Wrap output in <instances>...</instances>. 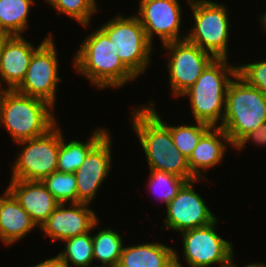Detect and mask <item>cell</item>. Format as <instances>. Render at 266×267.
I'll return each instance as SVG.
<instances>
[{
	"label": "cell",
	"mask_w": 266,
	"mask_h": 267,
	"mask_svg": "<svg viewBox=\"0 0 266 267\" xmlns=\"http://www.w3.org/2000/svg\"><path fill=\"white\" fill-rule=\"evenodd\" d=\"M238 75L250 86L258 88L266 94V58L259 61H251L238 64Z\"/></svg>",
	"instance_id": "f1b7e54d"
},
{
	"label": "cell",
	"mask_w": 266,
	"mask_h": 267,
	"mask_svg": "<svg viewBox=\"0 0 266 267\" xmlns=\"http://www.w3.org/2000/svg\"><path fill=\"white\" fill-rule=\"evenodd\" d=\"M61 243L64 244V248L57 256L68 267H88L94 264L91 230L82 235L68 238Z\"/></svg>",
	"instance_id": "d4e9b609"
},
{
	"label": "cell",
	"mask_w": 266,
	"mask_h": 267,
	"mask_svg": "<svg viewBox=\"0 0 266 267\" xmlns=\"http://www.w3.org/2000/svg\"><path fill=\"white\" fill-rule=\"evenodd\" d=\"M99 220L100 218L91 228L94 262L96 264L118 265L125 239L120 235L122 233L115 231L112 227L99 229L101 227ZM95 229L98 231L96 232Z\"/></svg>",
	"instance_id": "7402d4cb"
},
{
	"label": "cell",
	"mask_w": 266,
	"mask_h": 267,
	"mask_svg": "<svg viewBox=\"0 0 266 267\" xmlns=\"http://www.w3.org/2000/svg\"><path fill=\"white\" fill-rule=\"evenodd\" d=\"M149 192L155 195V199H160L165 206L177 195V192L186 182L184 178L177 175L157 170H149L147 177Z\"/></svg>",
	"instance_id": "4316f807"
},
{
	"label": "cell",
	"mask_w": 266,
	"mask_h": 267,
	"mask_svg": "<svg viewBox=\"0 0 266 267\" xmlns=\"http://www.w3.org/2000/svg\"><path fill=\"white\" fill-rule=\"evenodd\" d=\"M119 267H175L174 247L164 243L144 241L128 246L125 243Z\"/></svg>",
	"instance_id": "ffe728a7"
},
{
	"label": "cell",
	"mask_w": 266,
	"mask_h": 267,
	"mask_svg": "<svg viewBox=\"0 0 266 267\" xmlns=\"http://www.w3.org/2000/svg\"><path fill=\"white\" fill-rule=\"evenodd\" d=\"M266 122V94L250 86L238 74L227 89L221 128L233 147L249 132Z\"/></svg>",
	"instance_id": "5b68a950"
},
{
	"label": "cell",
	"mask_w": 266,
	"mask_h": 267,
	"mask_svg": "<svg viewBox=\"0 0 266 267\" xmlns=\"http://www.w3.org/2000/svg\"><path fill=\"white\" fill-rule=\"evenodd\" d=\"M10 163L11 180L42 181L57 171L60 126L57 123L45 135L24 140Z\"/></svg>",
	"instance_id": "9c48e42d"
},
{
	"label": "cell",
	"mask_w": 266,
	"mask_h": 267,
	"mask_svg": "<svg viewBox=\"0 0 266 267\" xmlns=\"http://www.w3.org/2000/svg\"><path fill=\"white\" fill-rule=\"evenodd\" d=\"M167 55L170 95L178 99L201 76L202 71L215 59L209 52L200 49L187 39L161 45Z\"/></svg>",
	"instance_id": "8fae6325"
},
{
	"label": "cell",
	"mask_w": 266,
	"mask_h": 267,
	"mask_svg": "<svg viewBox=\"0 0 266 267\" xmlns=\"http://www.w3.org/2000/svg\"><path fill=\"white\" fill-rule=\"evenodd\" d=\"M228 144V145H227ZM233 147L221 127H211L199 140L188 159L190 172L196 178H207V171L223 164L227 148Z\"/></svg>",
	"instance_id": "ac0fdd59"
},
{
	"label": "cell",
	"mask_w": 266,
	"mask_h": 267,
	"mask_svg": "<svg viewBox=\"0 0 266 267\" xmlns=\"http://www.w3.org/2000/svg\"><path fill=\"white\" fill-rule=\"evenodd\" d=\"M87 34L72 59V68L87 79L96 90L121 89L137 77L122 63L118 49L100 28ZM131 81V82H130Z\"/></svg>",
	"instance_id": "6da1fadb"
},
{
	"label": "cell",
	"mask_w": 266,
	"mask_h": 267,
	"mask_svg": "<svg viewBox=\"0 0 266 267\" xmlns=\"http://www.w3.org/2000/svg\"><path fill=\"white\" fill-rule=\"evenodd\" d=\"M265 10H266V8H265ZM260 15V16H259ZM258 15V21H260V23L259 24H261L260 25V30H262V32H264V33H266V11H264L263 10V13L262 14H259Z\"/></svg>",
	"instance_id": "d6a6232c"
},
{
	"label": "cell",
	"mask_w": 266,
	"mask_h": 267,
	"mask_svg": "<svg viewBox=\"0 0 266 267\" xmlns=\"http://www.w3.org/2000/svg\"><path fill=\"white\" fill-rule=\"evenodd\" d=\"M34 229L39 227L30 215L7 189L3 191L0 195V242L6 247L13 246Z\"/></svg>",
	"instance_id": "d6986e66"
},
{
	"label": "cell",
	"mask_w": 266,
	"mask_h": 267,
	"mask_svg": "<svg viewBox=\"0 0 266 267\" xmlns=\"http://www.w3.org/2000/svg\"><path fill=\"white\" fill-rule=\"evenodd\" d=\"M56 14L70 17L84 28L91 27L92 17L99 14L97 0H45ZM97 13V14H96Z\"/></svg>",
	"instance_id": "484cf974"
},
{
	"label": "cell",
	"mask_w": 266,
	"mask_h": 267,
	"mask_svg": "<svg viewBox=\"0 0 266 267\" xmlns=\"http://www.w3.org/2000/svg\"><path fill=\"white\" fill-rule=\"evenodd\" d=\"M95 209L86 203L59 204L48 219L39 227L46 238L51 241H62L82 235L91 230L99 219Z\"/></svg>",
	"instance_id": "9a60e30c"
},
{
	"label": "cell",
	"mask_w": 266,
	"mask_h": 267,
	"mask_svg": "<svg viewBox=\"0 0 266 267\" xmlns=\"http://www.w3.org/2000/svg\"><path fill=\"white\" fill-rule=\"evenodd\" d=\"M51 34L50 31L35 46L24 35H5L0 59V90H14L23 81L34 51Z\"/></svg>",
	"instance_id": "2e32d148"
},
{
	"label": "cell",
	"mask_w": 266,
	"mask_h": 267,
	"mask_svg": "<svg viewBox=\"0 0 266 267\" xmlns=\"http://www.w3.org/2000/svg\"><path fill=\"white\" fill-rule=\"evenodd\" d=\"M112 139L109 131L88 152L83 164L74 172L77 180L78 203L92 205L91 203L99 195L102 183L110 176L113 168Z\"/></svg>",
	"instance_id": "5bb4252c"
},
{
	"label": "cell",
	"mask_w": 266,
	"mask_h": 267,
	"mask_svg": "<svg viewBox=\"0 0 266 267\" xmlns=\"http://www.w3.org/2000/svg\"><path fill=\"white\" fill-rule=\"evenodd\" d=\"M102 25V26H101ZM118 49L116 53L122 63L137 77L146 73L155 51L136 14H116L99 25Z\"/></svg>",
	"instance_id": "52a82bcc"
},
{
	"label": "cell",
	"mask_w": 266,
	"mask_h": 267,
	"mask_svg": "<svg viewBox=\"0 0 266 267\" xmlns=\"http://www.w3.org/2000/svg\"><path fill=\"white\" fill-rule=\"evenodd\" d=\"M138 2L136 16L153 45L156 37L161 40V45L186 39L187 32L180 29L184 27L182 26L183 6L180 0H139Z\"/></svg>",
	"instance_id": "4fadbf2b"
},
{
	"label": "cell",
	"mask_w": 266,
	"mask_h": 267,
	"mask_svg": "<svg viewBox=\"0 0 266 267\" xmlns=\"http://www.w3.org/2000/svg\"><path fill=\"white\" fill-rule=\"evenodd\" d=\"M153 101L154 100H149V102L143 104L146 105L170 129L174 146L188 160L193 150L198 145L201 137L211 128V126L202 122L194 121L192 119L189 122L192 124H167V121L161 118L163 115L159 114L160 112L157 110L155 102ZM191 121H194L195 123L193 124Z\"/></svg>",
	"instance_id": "603a6c76"
},
{
	"label": "cell",
	"mask_w": 266,
	"mask_h": 267,
	"mask_svg": "<svg viewBox=\"0 0 266 267\" xmlns=\"http://www.w3.org/2000/svg\"><path fill=\"white\" fill-rule=\"evenodd\" d=\"M54 110L42 99L15 90L0 92V127L13 144L45 135L59 122Z\"/></svg>",
	"instance_id": "277c9868"
},
{
	"label": "cell",
	"mask_w": 266,
	"mask_h": 267,
	"mask_svg": "<svg viewBox=\"0 0 266 267\" xmlns=\"http://www.w3.org/2000/svg\"><path fill=\"white\" fill-rule=\"evenodd\" d=\"M33 267H68L57 255L43 259L37 264L35 263Z\"/></svg>",
	"instance_id": "4dcf8cb0"
},
{
	"label": "cell",
	"mask_w": 266,
	"mask_h": 267,
	"mask_svg": "<svg viewBox=\"0 0 266 267\" xmlns=\"http://www.w3.org/2000/svg\"><path fill=\"white\" fill-rule=\"evenodd\" d=\"M217 218L204 227L181 232L182 257L188 267H230L235 254L232 242L218 234ZM217 230V231H216ZM180 251L174 248L175 267H184L180 260ZM218 265V266H215ZM186 266V267H187Z\"/></svg>",
	"instance_id": "ba28073f"
},
{
	"label": "cell",
	"mask_w": 266,
	"mask_h": 267,
	"mask_svg": "<svg viewBox=\"0 0 266 267\" xmlns=\"http://www.w3.org/2000/svg\"><path fill=\"white\" fill-rule=\"evenodd\" d=\"M234 261H236L235 254H234L232 262H231V267H238L237 263L235 264ZM242 267H266V265H265V263H262V262H255V263L252 262V263L244 264V266H242Z\"/></svg>",
	"instance_id": "1f68e13d"
},
{
	"label": "cell",
	"mask_w": 266,
	"mask_h": 267,
	"mask_svg": "<svg viewBox=\"0 0 266 267\" xmlns=\"http://www.w3.org/2000/svg\"><path fill=\"white\" fill-rule=\"evenodd\" d=\"M36 0H0V34L24 35Z\"/></svg>",
	"instance_id": "cb8c5ba5"
},
{
	"label": "cell",
	"mask_w": 266,
	"mask_h": 267,
	"mask_svg": "<svg viewBox=\"0 0 266 267\" xmlns=\"http://www.w3.org/2000/svg\"><path fill=\"white\" fill-rule=\"evenodd\" d=\"M5 41V34H0V59H1V53L4 46Z\"/></svg>",
	"instance_id": "836d02e7"
},
{
	"label": "cell",
	"mask_w": 266,
	"mask_h": 267,
	"mask_svg": "<svg viewBox=\"0 0 266 267\" xmlns=\"http://www.w3.org/2000/svg\"><path fill=\"white\" fill-rule=\"evenodd\" d=\"M92 266L93 267H119L118 265H107V264H96V263H94L93 265H90L88 267H92Z\"/></svg>",
	"instance_id": "e575fe53"
},
{
	"label": "cell",
	"mask_w": 266,
	"mask_h": 267,
	"mask_svg": "<svg viewBox=\"0 0 266 267\" xmlns=\"http://www.w3.org/2000/svg\"><path fill=\"white\" fill-rule=\"evenodd\" d=\"M194 24L186 39L212 54L215 58L229 59L232 21L228 4L211 0H187Z\"/></svg>",
	"instance_id": "8992f818"
},
{
	"label": "cell",
	"mask_w": 266,
	"mask_h": 267,
	"mask_svg": "<svg viewBox=\"0 0 266 267\" xmlns=\"http://www.w3.org/2000/svg\"><path fill=\"white\" fill-rule=\"evenodd\" d=\"M238 74V65L228 58H215L198 80L178 99L189 101L192 118L211 127H220L225 113L227 89Z\"/></svg>",
	"instance_id": "3957f363"
},
{
	"label": "cell",
	"mask_w": 266,
	"mask_h": 267,
	"mask_svg": "<svg viewBox=\"0 0 266 267\" xmlns=\"http://www.w3.org/2000/svg\"><path fill=\"white\" fill-rule=\"evenodd\" d=\"M139 106V107H138ZM129 120L146 157L148 170L168 172L186 181L196 177L188 160L174 146L170 129L144 104L132 106Z\"/></svg>",
	"instance_id": "7a4b0ae2"
},
{
	"label": "cell",
	"mask_w": 266,
	"mask_h": 267,
	"mask_svg": "<svg viewBox=\"0 0 266 267\" xmlns=\"http://www.w3.org/2000/svg\"><path fill=\"white\" fill-rule=\"evenodd\" d=\"M51 34L33 53L23 81L14 89L20 94L42 99L54 108L57 106L59 54Z\"/></svg>",
	"instance_id": "30bf717a"
},
{
	"label": "cell",
	"mask_w": 266,
	"mask_h": 267,
	"mask_svg": "<svg viewBox=\"0 0 266 267\" xmlns=\"http://www.w3.org/2000/svg\"><path fill=\"white\" fill-rule=\"evenodd\" d=\"M247 143L250 145L255 143V146L257 145L259 148L261 146L262 148L266 147V122L262 123L255 130L245 135L233 148L243 152V150L247 148Z\"/></svg>",
	"instance_id": "f546056e"
},
{
	"label": "cell",
	"mask_w": 266,
	"mask_h": 267,
	"mask_svg": "<svg viewBox=\"0 0 266 267\" xmlns=\"http://www.w3.org/2000/svg\"><path fill=\"white\" fill-rule=\"evenodd\" d=\"M42 183L60 203H78L77 180L74 173L55 171Z\"/></svg>",
	"instance_id": "83f0119b"
},
{
	"label": "cell",
	"mask_w": 266,
	"mask_h": 267,
	"mask_svg": "<svg viewBox=\"0 0 266 267\" xmlns=\"http://www.w3.org/2000/svg\"><path fill=\"white\" fill-rule=\"evenodd\" d=\"M108 129L106 126H99L91 131L86 141H80L77 138L68 141L60 127L57 171L74 173L83 164L88 152L109 132Z\"/></svg>",
	"instance_id": "44dd1931"
},
{
	"label": "cell",
	"mask_w": 266,
	"mask_h": 267,
	"mask_svg": "<svg viewBox=\"0 0 266 267\" xmlns=\"http://www.w3.org/2000/svg\"><path fill=\"white\" fill-rule=\"evenodd\" d=\"M6 189L40 227L60 204L42 181L10 180Z\"/></svg>",
	"instance_id": "e0dca14e"
},
{
	"label": "cell",
	"mask_w": 266,
	"mask_h": 267,
	"mask_svg": "<svg viewBox=\"0 0 266 267\" xmlns=\"http://www.w3.org/2000/svg\"><path fill=\"white\" fill-rule=\"evenodd\" d=\"M206 180L195 178L182 185L177 195L165 206L166 217L163 218V226L159 229L180 234L186 230L207 226L218 218L202 195L195 190L194 183Z\"/></svg>",
	"instance_id": "7c38bea8"
}]
</instances>
